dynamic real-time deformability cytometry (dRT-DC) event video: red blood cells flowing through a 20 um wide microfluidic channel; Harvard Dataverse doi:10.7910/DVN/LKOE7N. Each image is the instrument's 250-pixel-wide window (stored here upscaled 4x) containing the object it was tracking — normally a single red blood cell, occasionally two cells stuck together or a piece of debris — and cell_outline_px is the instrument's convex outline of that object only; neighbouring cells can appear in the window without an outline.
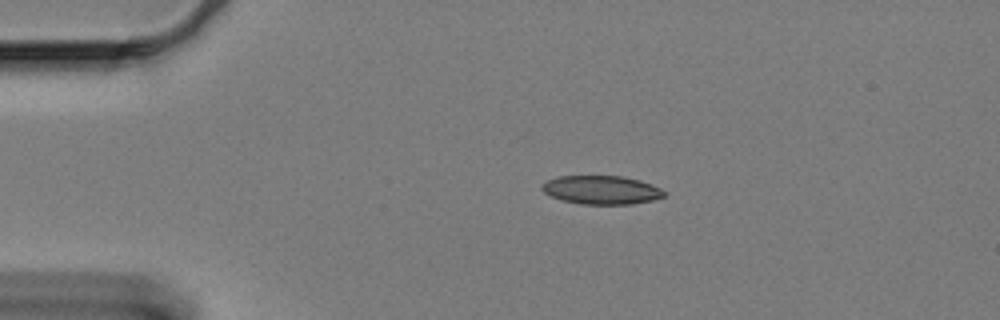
{"species": "Egyptian fruit bat (a non-hibernating species)", "species_latin": "Rousettus aegyptiacus", "temperature_condition": "cold", "stored_images_in_passage": 49, "camera_frame_rate_fps": 3000, "um_per_image_px": 0.085, "animal": {"sex": "female"}, "frame": {"image": 1, "passage_image": 1, "time_ms": 0.0, "image_size_px": [1000, 320], "cell_outline_px": [[668, 192], [664, 196], [652, 200], [632, 204], [580, 204], [560, 200], [544, 192], [540, 188], [540, 184], [556, 176], [620, 176], [640, 180], [652, 184]], "centroid_in_image_um": [51.11, 16.14], "position_along_channel_um": 33.9, "area_um2": 20.52}}
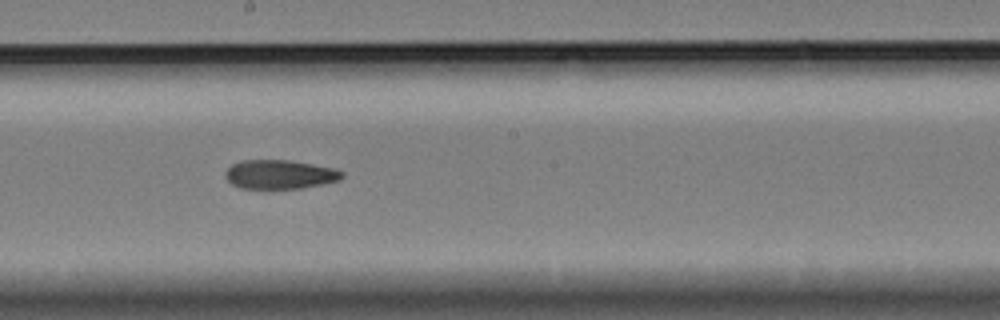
{"frame": {"image": 2, "passage_image": 22, "time_ms": 7.0, "image_size_px": [1000, 320], "cell_outline_px": [[344, 176], [340, 180], [300, 188], [240, 188], [232, 184], [224, 176], [224, 172], [232, 164], [240, 160], [288, 160], [336, 168], [344, 172]], "centroid_in_image_um": [23.77, 14.81], "position_along_channel_um": 224.4, "area_um2": 19.71}}
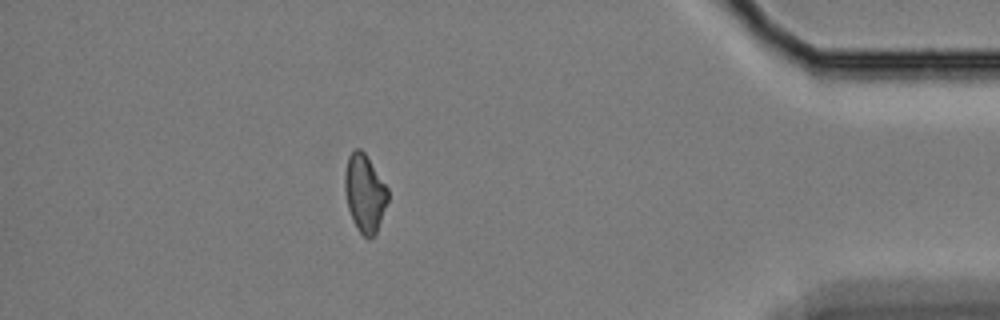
{"frame": {"image": 3, "passage_image": 42, "time_ms": 13.667, "image_size_px": [1000, 320], "cell_outline_px": [[388, 200], [376, 232], [368, 240], [356, 228], [352, 220], [348, 208], [344, 192], [344, 172], [348, 156], [356, 148], [360, 148], [364, 152], [388, 188]], "centroid_in_image_um": [30.97, 16.42], "position_along_channel_um": 404.2, "area_um2": 19.48}, "authors_computed_cell_mechanics": {"area_um2": 20.4034, "velocity_mm_per_s": 3.3103, "shape_relaxation_time_tau1_ms": null, "shape_relaxation_time_tau2_ms": 10.8197, "deformation_change_tau1": null, "deformation_change_tau2": 0.1789}}